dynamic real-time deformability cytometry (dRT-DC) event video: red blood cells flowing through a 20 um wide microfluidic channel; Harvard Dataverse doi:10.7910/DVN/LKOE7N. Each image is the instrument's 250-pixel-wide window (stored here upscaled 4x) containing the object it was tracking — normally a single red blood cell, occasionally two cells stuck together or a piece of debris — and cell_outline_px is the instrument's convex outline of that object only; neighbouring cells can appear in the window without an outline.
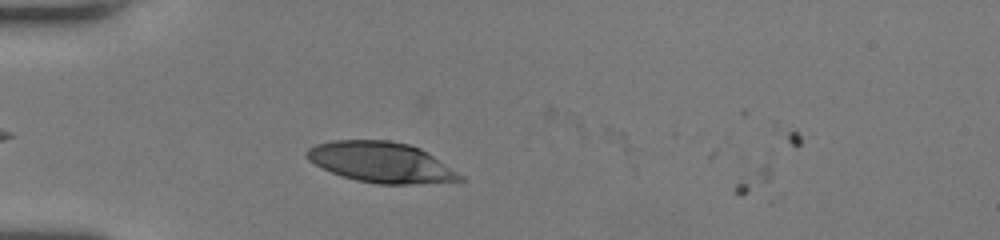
{"species": "human", "species_latin": "Homo sapiens", "temperature_condition": "room temperature", "stored_images_in_passage": 3, "camera_frame_rate_fps": 3000, "um_per_image_px": 0.085, "donor": {"sex": "female"}, "frame": {"image": 1, "passage_image": 2, "time_ms": 0.333, "image_size_px": [1000, 240], "cell_outline_px": [[464, 180], [420, 184], [376, 184], [356, 180], [340, 176], [308, 160], [304, 156], [304, 152], [308, 148], [316, 144], [332, 140], [388, 140], [408, 144], [420, 148], [464, 176]], "centroid_in_image_um": [32.37, 13.79], "position_along_channel_um": 52.6, "area_um2": 36.13}}